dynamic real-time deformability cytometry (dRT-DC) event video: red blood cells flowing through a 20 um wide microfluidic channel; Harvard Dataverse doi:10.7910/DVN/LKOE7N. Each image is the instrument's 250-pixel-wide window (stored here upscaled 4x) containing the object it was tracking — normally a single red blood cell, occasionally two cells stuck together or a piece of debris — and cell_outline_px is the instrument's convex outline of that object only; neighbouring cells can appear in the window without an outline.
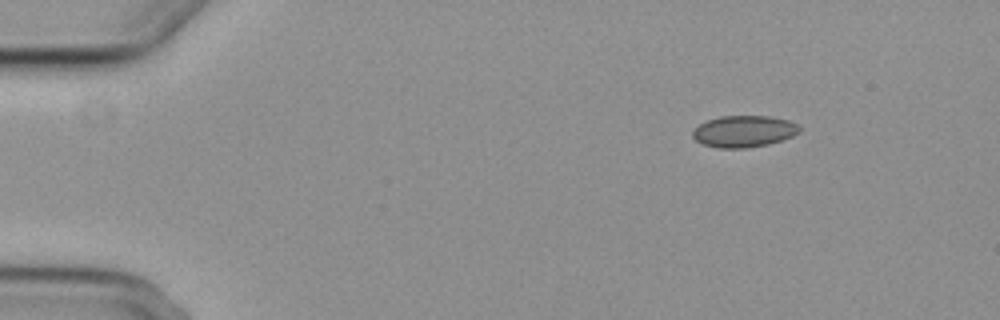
{"species": "common noctule bat (a hibernating species)", "species_latin": "Nyctalus noctula", "temperature_condition": "cold", "stored_images_in_passage": 6, "segment_of_instrument_passage": [2, 2], "camera_frame_rate_fps": 3000, "um_per_image_px": 0.085, "animal": {"sex": "female", "body_mass_g": 29.2, "forearm_length_mm": 56.3}, "frame": {"image": 1, "passage_image": 6, "time_ms": 6.667, "image_size_px": [1000, 320], "cell_outline_px": [[800, 132], [792, 136], [768, 144], [744, 148], [720, 148], [704, 144], [696, 140], [692, 136], [692, 132], [700, 124], [708, 120], [720, 116], [768, 116], [788, 120], [800, 124]], "centroid_in_image_um": [63.25, 11.16], "position_along_channel_um": 21.7, "area_um2": 19.54}}